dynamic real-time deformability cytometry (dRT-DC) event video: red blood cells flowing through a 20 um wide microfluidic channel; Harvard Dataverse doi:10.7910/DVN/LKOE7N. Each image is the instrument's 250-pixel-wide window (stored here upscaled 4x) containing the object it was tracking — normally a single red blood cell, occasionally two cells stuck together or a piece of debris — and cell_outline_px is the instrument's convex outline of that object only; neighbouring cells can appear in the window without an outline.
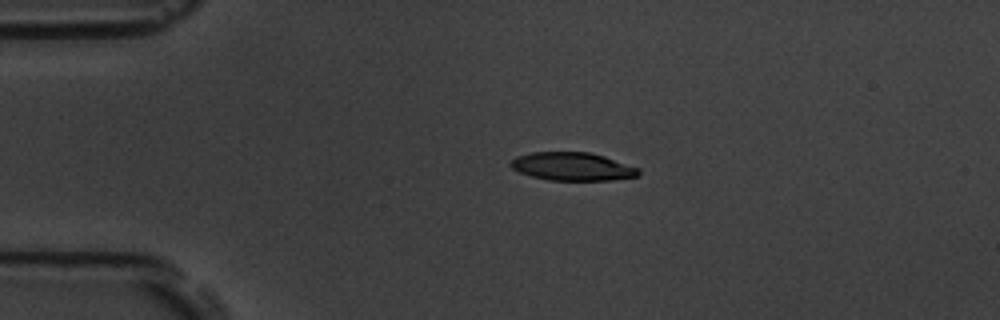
{"species": "common noctule bat (a hibernating species)", "species_latin": "Nyctalus noctula", "temperature_condition": "room temperature", "stored_images_in_passage": 43, "camera_frame_rate_fps": 3000, "um_per_image_px": 0.085, "animal": {"sex": "male", "body_mass_g": 19.5, "forearm_length_mm": 54.6}, "frame": {"image": 1, "passage_image": 1, "time_ms": 0.0, "image_size_px": [1000, 320], "cell_outline_px": [[640, 172], [636, 176], [612, 180], [548, 180], [532, 176], [520, 172], [512, 168], [508, 164], [516, 156], [532, 152], [588, 152], [604, 156], [640, 168]], "centroid_in_image_um": [48.65, 14.15], "position_along_channel_um": 36.4, "area_um2": 20.92}}
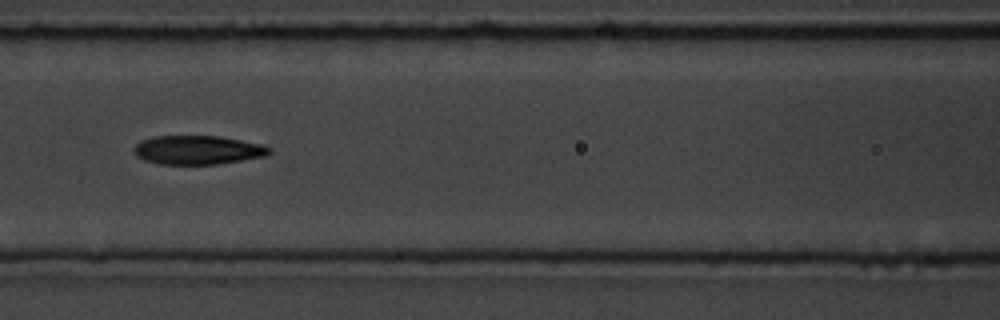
{"frame": {"image": 2, "passage_image": 13, "time_ms": 4.0, "image_size_px": [1000, 320], "cell_outline_px": [[272, 152], [264, 156], [216, 164], [160, 164], [144, 160], [136, 156], [136, 144], [140, 140], [152, 136], [220, 136], [264, 144], [272, 148]], "centroid_in_image_um": [16.83, 12.74], "position_along_channel_um": 149.8, "area_um2": 22.77}}
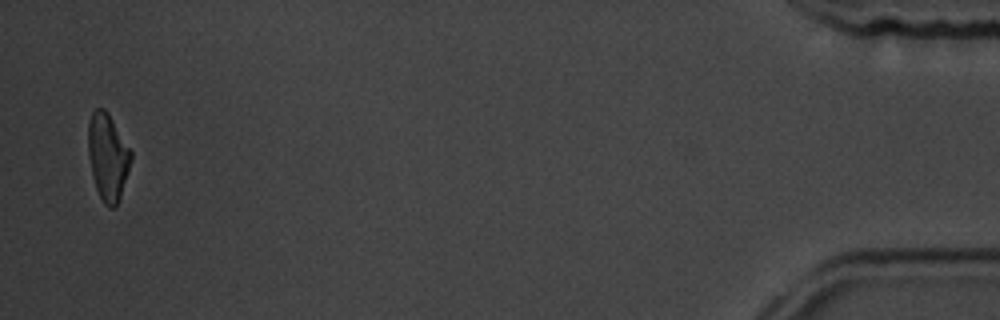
{"frame": {"image": 3, "passage_image": 42, "time_ms": 13.667, "image_size_px": [1000, 320], "cell_outline_px": [[132, 160], [120, 200], [112, 208], [108, 208], [104, 204], [96, 188], [92, 176], [88, 156], [88, 124], [92, 112], [96, 108], [104, 108], [108, 112], [132, 152]], "centroid_in_image_um": [9.16, 13.34], "position_along_channel_um": 426.0, "area_um2": 21.85}, "authors_computed_cell_mechanics": {"area_um2": 22.7732, "velocity_mm_per_s": 3.7795, "shape_relaxation_time_tau1_ms": 3.8021, "shape_relaxation_time_tau2_ms": 5.0562, "deformation_change_tau1": 0.1425, "deformation_change_tau2": 0.1303}}